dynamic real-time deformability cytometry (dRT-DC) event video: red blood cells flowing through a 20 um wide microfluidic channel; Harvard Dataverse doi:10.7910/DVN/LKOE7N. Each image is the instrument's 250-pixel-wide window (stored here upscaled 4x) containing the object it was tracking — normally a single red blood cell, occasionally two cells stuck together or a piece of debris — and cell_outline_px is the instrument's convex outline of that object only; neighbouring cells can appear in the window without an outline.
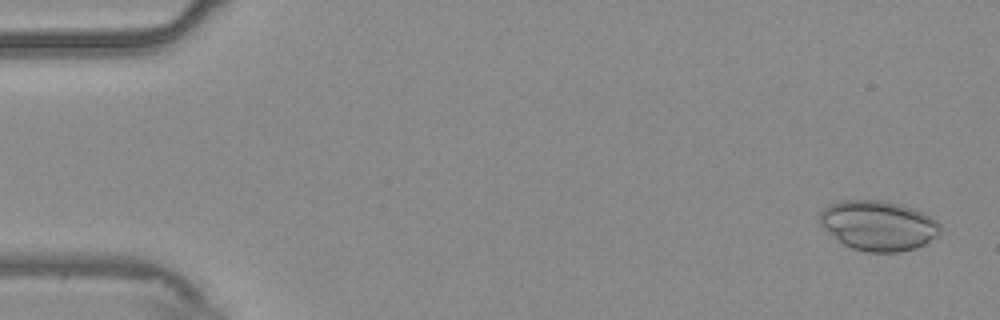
{"species": "common noctule bat (a hibernating species)", "species_latin": "Nyctalus noctula", "temperature_condition": "warm", "stored_images_in_passage": 54, "camera_frame_rate_fps": 3000, "um_per_image_px": 0.085, "animal": {"sex": "male", "body_mass_g": 20.4}, "frame": {"image": 1, "passage_image": 2, "time_ms": 0.333, "image_size_px": [1000, 320], "cell_outline_px": [[940, 232], [936, 236], [924, 244], [916, 248], [900, 252], [868, 252], [852, 248], [844, 244], [820, 224], [820, 212], [828, 204], [840, 200], [880, 200], [900, 204], [912, 208], [936, 220], [940, 224]], "centroid_in_image_um": [74.65, 19.16], "position_along_channel_um": 10.4, "area_um2": 34.74}}
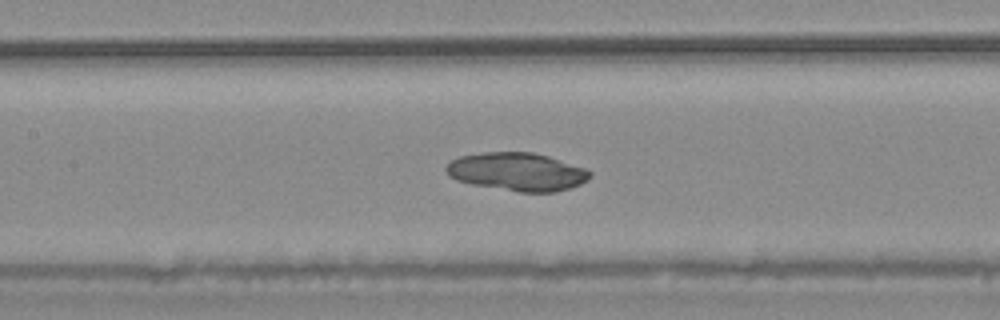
{"frame": {"image": 2, "passage_image": 25, "time_ms": 8.0, "image_size_px": [1000, 320], "cell_outline_px": [[592, 176], [588, 180], [572, 188], [556, 192], [520, 192], [472, 184], [456, 180], [448, 176], [444, 168], [452, 160], [460, 156], [484, 152], [532, 152], [548, 156], [588, 168], [592, 172]], "centroid_in_image_um": [44.0, 14.6], "position_along_channel_um": 163.4, "area_um2": 32.25}}
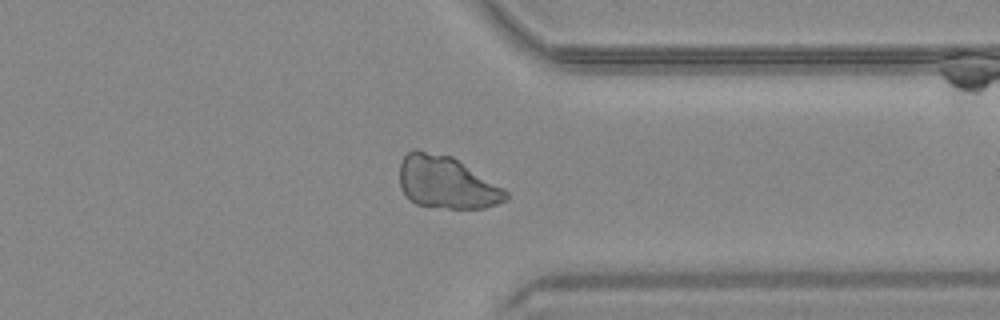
{"frame": {"image": 3, "passage_image": 42, "time_ms": 13.667, "image_size_px": [1000, 320], "cell_outline_px": [[508, 200], [484, 208], [448, 208], [416, 204], [400, 188], [400, 164], [404, 156], [408, 152], [416, 148], [452, 156], [504, 188], [508, 192]], "centroid_in_image_um": [37.96, 15.49], "position_along_channel_um": 373.4, "area_um2": 32.37}}